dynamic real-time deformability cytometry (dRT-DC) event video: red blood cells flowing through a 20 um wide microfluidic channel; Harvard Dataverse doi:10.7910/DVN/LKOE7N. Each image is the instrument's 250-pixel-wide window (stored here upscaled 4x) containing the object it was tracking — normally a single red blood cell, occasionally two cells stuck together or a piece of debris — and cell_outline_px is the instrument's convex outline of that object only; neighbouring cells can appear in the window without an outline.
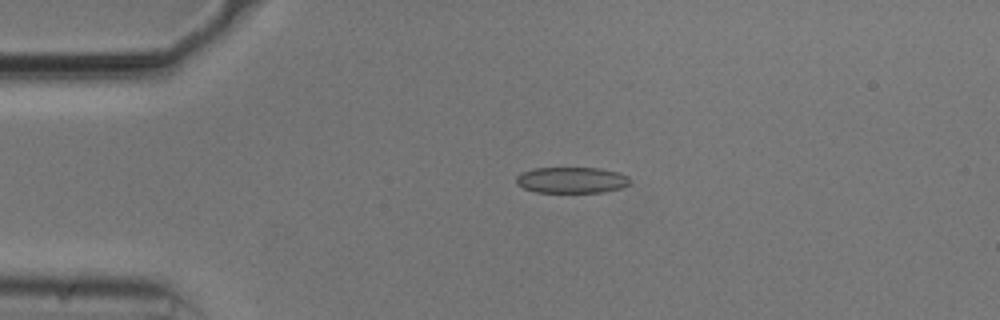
{"species": "common noctule bat (a hibernating species)", "species_latin": "Nyctalus noctula", "temperature_condition": "cold", "stored_images_in_passage": 43, "camera_frame_rate_fps": 3000, "um_per_image_px": 0.085, "animal": {"sex": "male", "body_mass_g": 20.5, "forearm_length_mm": 52.5}, "frame": {"image": 1, "passage_image": 1, "time_ms": 0.0, "image_size_px": [1000, 320], "cell_outline_px": [[628, 184], [620, 188], [604, 192], [536, 192], [524, 188], [516, 184], [516, 176], [520, 172], [532, 168], [600, 168], [620, 172], [628, 176]], "centroid_in_image_um": [48.55, 15.3], "position_along_channel_um": 36.5, "area_um2": 17.34}}
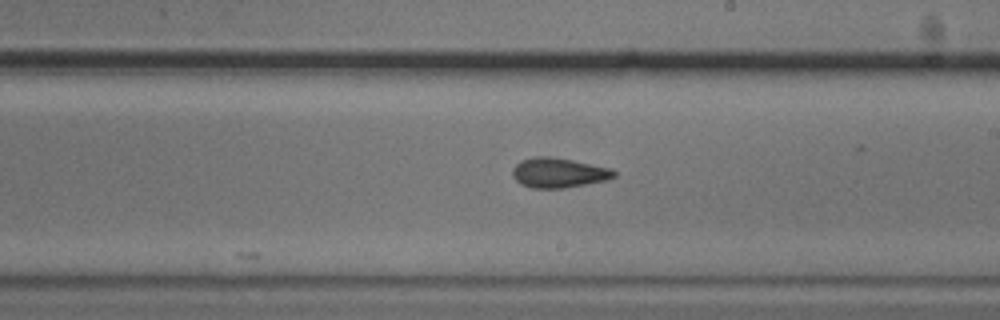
{"frame": {"image": 2, "passage_image": 20, "time_ms": 6.333, "image_size_px": [1000, 320], "cell_outline_px": [[616, 176], [608, 180], [560, 188], [532, 188], [520, 184], [512, 176], [512, 168], [520, 160], [536, 156], [548, 156], [572, 160], [612, 168], [616, 172]], "centroid_in_image_um": [47.47, 14.68], "position_along_channel_um": 241.5, "area_um2": 17.69}}
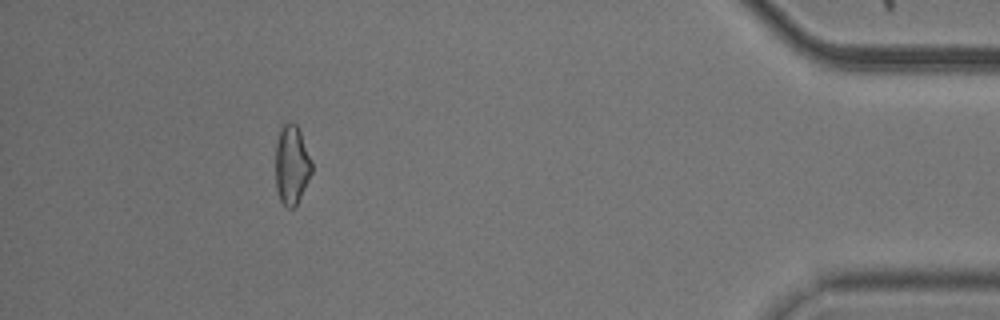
{"frame": {"image": 3, "passage_image": 38, "time_ms": 12.333, "image_size_px": [1000, 320], "cell_outline_px": [[312, 172], [296, 208], [288, 208], [280, 200], [276, 188], [276, 144], [280, 128], [284, 124], [292, 120], [296, 124], [300, 132], [312, 160]], "centroid_in_image_um": [24.8, 14.02], "position_along_channel_um": 410.4, "area_um2": 16.88}, "authors_computed_cell_mechanics": {"area_um2": 17.34, "velocity_mm_per_s": 3.7608, "shape_relaxation_time_tau1_ms": 4.2935, "shape_relaxation_time_tau2_ms": 2.8618, "deformation_change_tau1": 0.1071, "deformation_change_tau2": 0.1029}}